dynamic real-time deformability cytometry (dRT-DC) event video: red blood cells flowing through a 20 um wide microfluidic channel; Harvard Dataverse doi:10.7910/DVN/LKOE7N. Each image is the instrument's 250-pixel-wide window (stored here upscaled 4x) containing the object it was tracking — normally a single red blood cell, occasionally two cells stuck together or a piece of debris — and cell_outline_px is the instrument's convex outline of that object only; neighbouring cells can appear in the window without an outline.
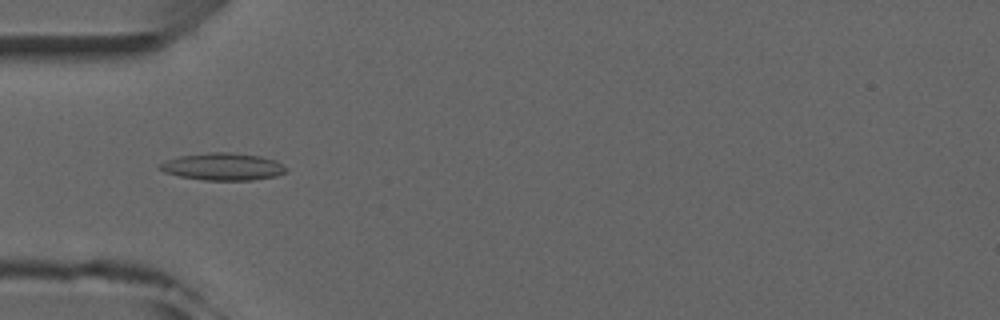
{"species": "common noctule bat (a hibernating species)", "species_latin": "Nyctalus noctula", "temperature_condition": "room temperature", "stored_images_in_passage": 5, "camera_frame_rate_fps": 3000, "um_per_image_px": 0.085, "animal": {"sex": "male", "forearm_length_mm": 52.5}, "frame": {"image": 1, "passage_image": 4, "time_ms": 3.667, "image_size_px": [1000, 320], "cell_outline_px": [[288, 168], [284, 172], [276, 176], [252, 180], [204, 180], [180, 176], [164, 172], [160, 168], [160, 164], [168, 160], [180, 156], [208, 152], [228, 152], [260, 156], [276, 160], [284, 164]], "centroid_in_image_um": [18.99, 14.16], "position_along_channel_um": 66.0, "area_um2": 19.94}}
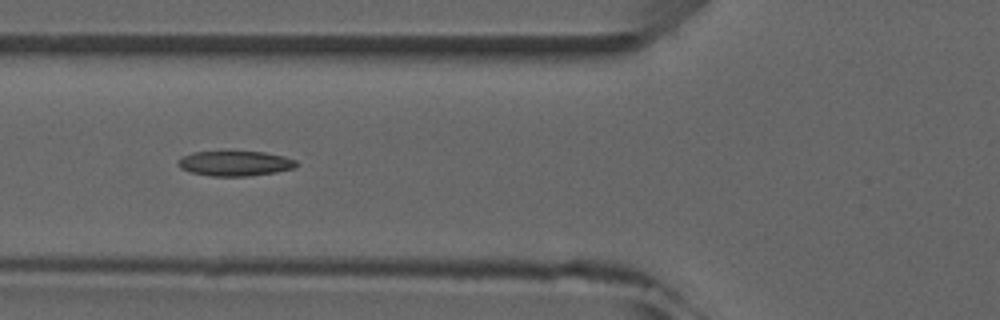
{"frame": {"image": 2, "passage_image": 5, "time_ms": 4.667, "image_size_px": [1000, 320], "cell_outline_px": [[296, 168], [276, 172], [248, 176], [212, 176], [192, 172], [180, 168], [176, 164], [176, 160], [192, 152], [264, 152], [284, 156], [296, 160]], "centroid_in_image_um": [19.97, 13.89], "position_along_channel_um": 105.8, "area_um2": 17.17}}